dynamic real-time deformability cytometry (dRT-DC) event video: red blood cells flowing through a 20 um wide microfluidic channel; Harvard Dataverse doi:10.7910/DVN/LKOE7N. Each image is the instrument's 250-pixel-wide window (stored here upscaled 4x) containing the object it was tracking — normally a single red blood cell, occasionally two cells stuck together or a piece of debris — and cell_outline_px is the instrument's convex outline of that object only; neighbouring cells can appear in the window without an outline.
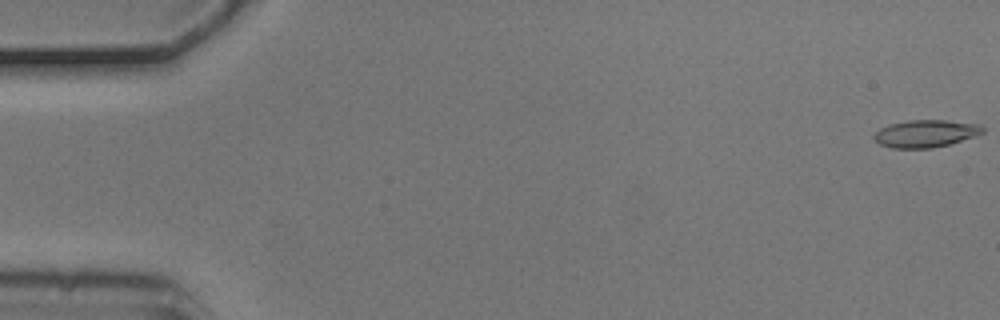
{"species": "common noctule bat (a hibernating species)", "species_latin": "Nyctalus noctula", "temperature_condition": "cold", "stored_images_in_passage": 8, "camera_frame_rate_fps": 3000, "um_per_image_px": 0.085, "animal": {"sex": "male", "body_mass_g": 20.5, "forearm_length_mm": 52.5}, "frame": {"image": 1, "passage_image": 1, "time_ms": 0.0, "image_size_px": [1000, 320], "cell_outline_px": [[984, 132], [948, 144], [932, 148], [892, 148], [880, 144], [872, 136], [880, 128], [888, 124], [908, 120], [944, 120], [980, 124], [984, 128]], "centroid_in_image_um": [78.64, 11.34], "position_along_channel_um": 6.4, "area_um2": 17.17}}
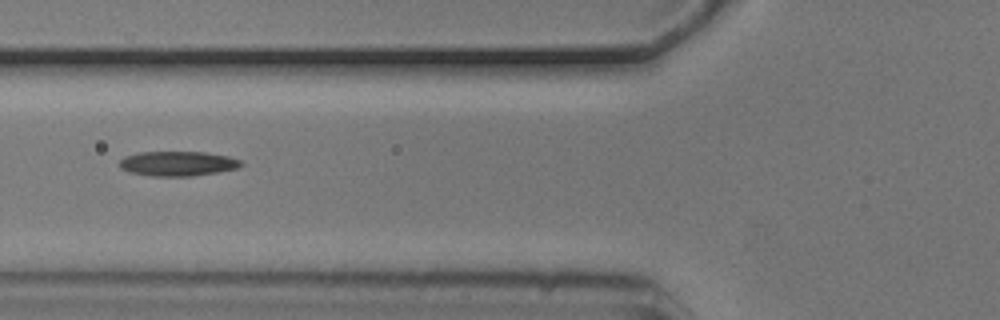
{"frame": {"image": 2, "passage_image": 6, "time_ms": 1.667, "image_size_px": [1000, 320], "cell_outline_px": [[244, 164], [236, 168], [216, 172], [192, 176], [152, 176], [128, 172], [120, 168], [120, 160], [124, 156], [136, 152], [204, 152], [228, 156], [240, 160]], "centroid_in_image_um": [15.06, 13.9], "position_along_channel_um": 110.7, "area_um2": 17.51}}
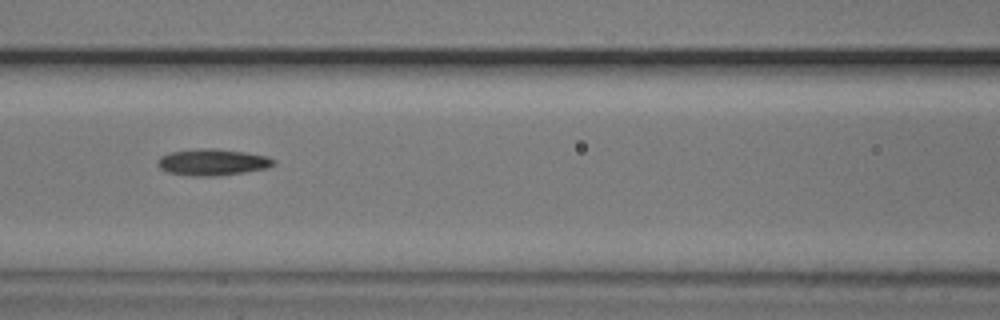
{"frame": {"image": 3, "passage_image": 7, "time_ms": 2.0, "image_size_px": [1000, 320], "cell_outline_px": [[276, 164], [268, 168], [244, 172], [216, 176], [192, 176], [168, 172], [160, 168], [156, 164], [160, 156], [172, 152], [200, 148], [212, 148], [244, 152], [268, 156], [276, 160]], "centroid_in_image_um": [18.09, 13.79], "position_along_channel_um": 148.5, "area_um2": 17.92}}